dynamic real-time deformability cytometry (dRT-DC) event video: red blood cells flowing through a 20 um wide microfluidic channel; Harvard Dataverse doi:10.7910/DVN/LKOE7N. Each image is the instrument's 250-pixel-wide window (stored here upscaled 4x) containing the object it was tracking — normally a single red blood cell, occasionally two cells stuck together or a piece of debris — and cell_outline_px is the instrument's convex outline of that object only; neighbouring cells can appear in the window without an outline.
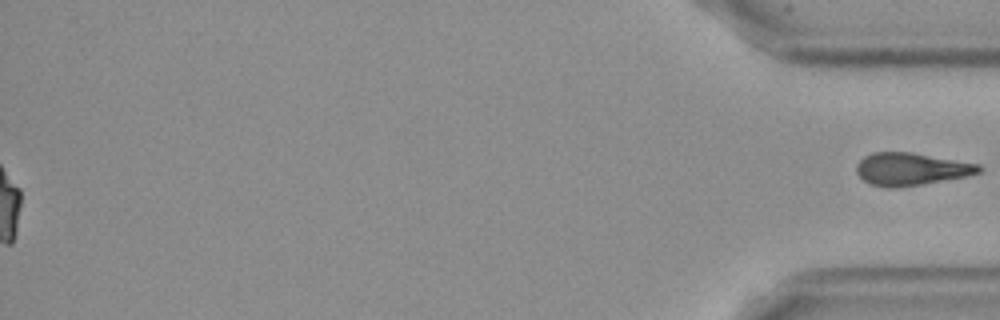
{"species": "Egyptian fruit bat (a non-hibernating species)", "species_latin": "Rousettus aegyptiacus", "temperature_condition": "cold", "stored_images_in_passage": 58, "segment_of_instrument_passage": [2, 2], "camera_frame_rate_fps": 3000, "um_per_image_px": 0.085, "frame": {"image": 1, "passage_image": 58, "time_ms": 19.0, "image_size_px": [1000, 320], "cell_outline_px": [[984, 168], [980, 172], [968, 176], [896, 188], [884, 188], [868, 184], [856, 172], [856, 164], [864, 156], [872, 152], [912, 152], [980, 164]], "centroid_in_image_um": [77.43, 14.37], "position_along_channel_um": 357.8, "area_um2": 23.41}}